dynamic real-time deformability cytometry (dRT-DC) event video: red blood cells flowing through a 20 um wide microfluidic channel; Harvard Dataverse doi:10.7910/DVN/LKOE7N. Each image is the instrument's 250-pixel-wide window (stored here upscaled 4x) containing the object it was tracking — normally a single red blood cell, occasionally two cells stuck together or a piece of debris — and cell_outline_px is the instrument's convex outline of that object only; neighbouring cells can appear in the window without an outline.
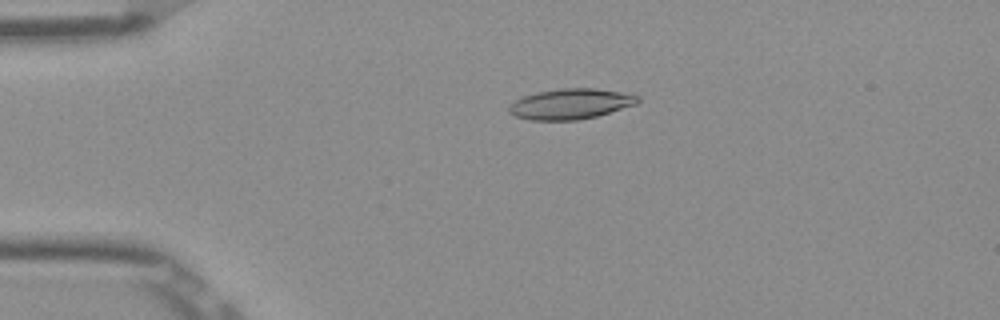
{"species": "Egyptian fruit bat (a non-hibernating species)", "species_latin": "Rousettus aegyptiacus", "temperature_condition": "room temperature", "stored_images_in_passage": 52, "camera_frame_rate_fps": 3000, "um_per_image_px": 0.085, "frame": {"image": 1, "passage_image": 12, "time_ms": 3.667, "image_size_px": [1000, 320], "cell_outline_px": [[640, 100], [636, 104], [596, 116], [576, 120], [532, 120], [516, 116], [508, 112], [508, 104], [524, 96], [536, 92], [560, 88], [596, 88], [620, 92], [640, 96]], "centroid_in_image_um": [48.48, 8.82], "position_along_channel_um": 36.5, "area_um2": 22.77}}
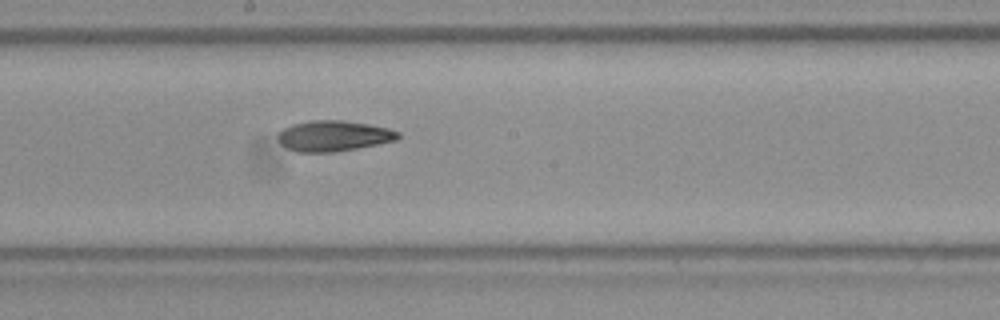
{"frame": {"image": 2, "passage_image": 29, "time_ms": 9.333, "image_size_px": [1000, 320], "cell_outline_px": [[400, 136], [396, 140], [336, 152], [296, 152], [280, 144], [276, 136], [284, 128], [292, 124], [312, 120], [344, 120], [368, 124], [388, 128], [400, 132]], "centroid_in_image_um": [28.33, 11.55], "position_along_channel_um": 219.9, "area_um2": 21.44}}
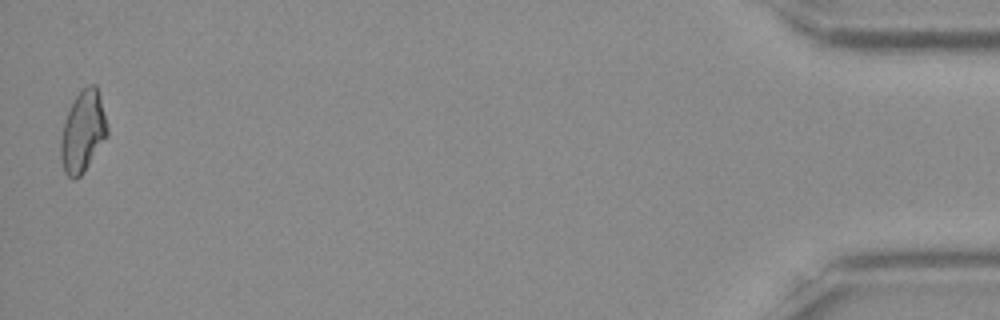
{"frame": {"image": 3, "passage_image": 52, "time_ms": 17.0, "image_size_px": [1000, 320], "cell_outline_px": [[108, 136], [84, 172], [76, 180], [72, 180], [64, 172], [60, 156], [60, 140], [64, 124], [68, 112], [76, 96], [88, 84], [96, 84], [100, 96], [108, 128]], "centroid_in_image_um": [7.05, 11.23], "position_along_channel_um": 428.1, "area_um2": 22.02}}